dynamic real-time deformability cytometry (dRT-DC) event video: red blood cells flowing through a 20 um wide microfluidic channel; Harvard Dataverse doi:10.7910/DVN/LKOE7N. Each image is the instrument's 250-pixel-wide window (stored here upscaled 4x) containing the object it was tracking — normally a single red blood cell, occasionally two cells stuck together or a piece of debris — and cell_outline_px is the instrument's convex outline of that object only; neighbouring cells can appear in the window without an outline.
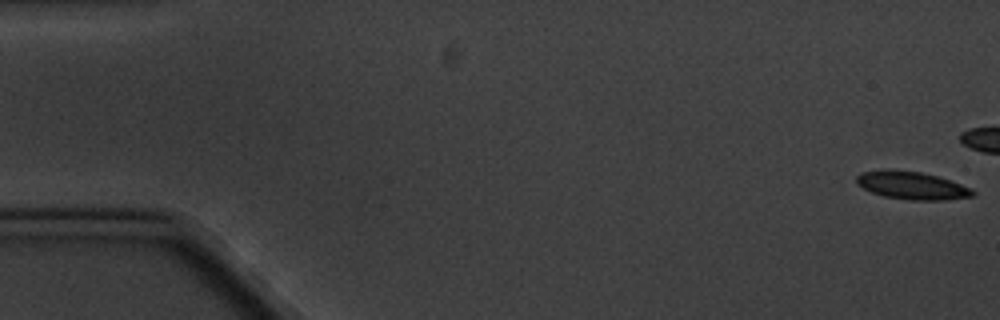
{"species": "common noctule bat (a hibernating species)", "species_latin": "Nyctalus noctula", "temperature_condition": "cold", "stored_images_in_passage": 4, "camera_frame_rate_fps": 3000, "um_per_image_px": 0.085, "animal": {"sex": "male", "body_mass_g": 20.1, "forearm_length_mm": 53.5}, "frame": {"image": 1, "passage_image": 1, "time_ms": 0.0, "image_size_px": [1000, 320], "cell_outline_px": [[976, 192], [972, 196], [944, 200], [908, 200], [884, 196], [872, 192], [856, 184], [856, 176], [860, 172], [920, 172], [936, 176], [972, 188]], "centroid_in_image_um": [77.55, 15.81], "position_along_channel_um": 7.4, "area_um2": 18.03}}